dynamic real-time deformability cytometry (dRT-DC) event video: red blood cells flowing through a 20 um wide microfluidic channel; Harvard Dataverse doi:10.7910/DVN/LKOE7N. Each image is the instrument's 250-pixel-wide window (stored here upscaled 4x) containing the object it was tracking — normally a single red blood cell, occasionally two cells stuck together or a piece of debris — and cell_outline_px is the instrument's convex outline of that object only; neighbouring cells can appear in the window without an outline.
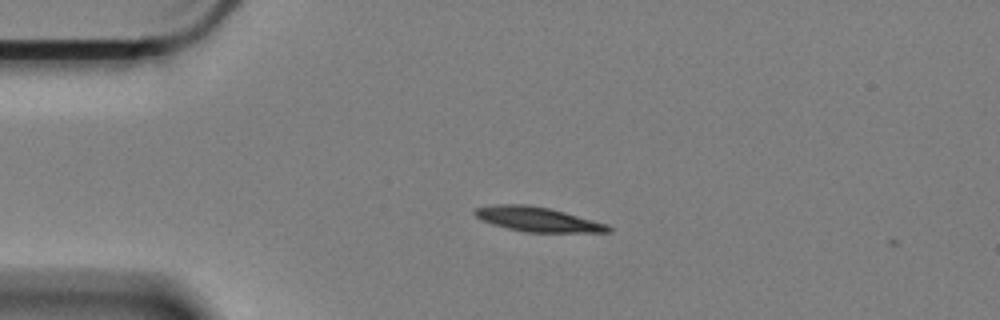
{"species": "Egyptian fruit bat (a non-hibernating species)", "species_latin": "Rousettus aegyptiacus", "temperature_condition": "cold", "stored_images_in_passage": 5, "camera_frame_rate_fps": 3000, "um_per_image_px": 0.085, "animal": {"sex": "female"}, "frame": {"image": 1, "passage_image": 1, "time_ms": 0.0, "image_size_px": [1000, 320], "cell_outline_px": [[612, 232], [524, 232], [492, 224], [476, 216], [472, 212], [476, 208], [496, 204], [528, 204], [548, 208], [564, 212], [608, 224], [612, 228]], "centroid_in_image_um": [45.71, 18.64], "position_along_channel_um": 39.3, "area_um2": 18.96}}